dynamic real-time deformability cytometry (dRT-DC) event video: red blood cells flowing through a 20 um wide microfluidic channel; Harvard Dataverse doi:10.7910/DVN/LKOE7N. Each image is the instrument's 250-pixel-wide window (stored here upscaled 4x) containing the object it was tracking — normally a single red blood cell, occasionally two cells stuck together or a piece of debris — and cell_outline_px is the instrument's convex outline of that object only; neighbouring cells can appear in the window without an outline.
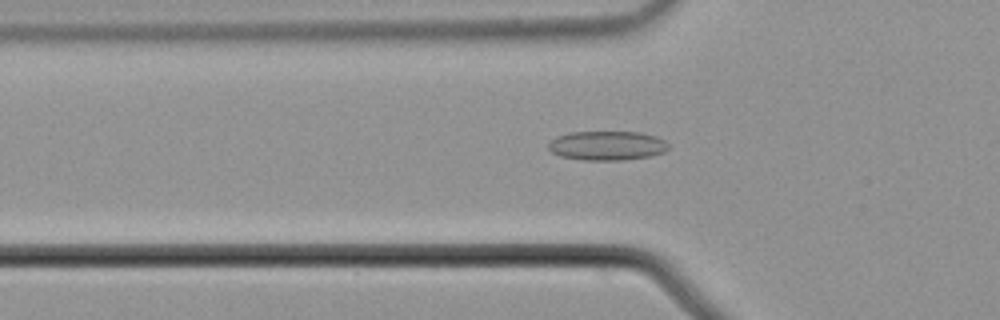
{"species": "common noctule bat (a hibernating species)", "species_latin": "Nyctalus noctula", "temperature_condition": "cold", "stored_images_in_passage": 40, "camera_frame_rate_fps": 3000, "um_per_image_px": 0.085, "animal": {"sex": "male", "body_mass_g": 21.5, "forearm_length_mm": 52.0}, "frame": {"image": 1, "passage_image": 4, "time_ms": 1.0, "image_size_px": [1000, 320], "cell_outline_px": [[668, 148], [664, 152], [648, 156], [624, 160], [584, 160], [560, 156], [552, 152], [548, 148], [548, 144], [556, 136], [568, 132], [640, 132], [656, 136], [664, 140], [668, 144]], "centroid_in_image_um": [51.58, 12.37], "position_along_channel_um": 74.2, "area_um2": 20.46}}
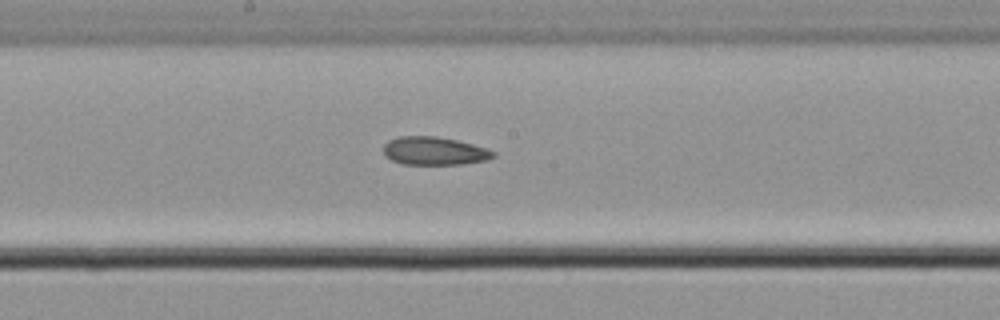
{"frame": {"image": 2, "passage_image": 15, "time_ms": 4.667, "image_size_px": [1000, 320], "cell_outline_px": [[496, 156], [488, 160], [460, 164], [404, 164], [392, 160], [384, 156], [384, 144], [388, 140], [396, 136], [436, 136], [456, 140], [472, 144], [496, 152]], "centroid_in_image_um": [36.89, 12.82], "position_along_channel_um": 211.3, "area_um2": 18.03}}
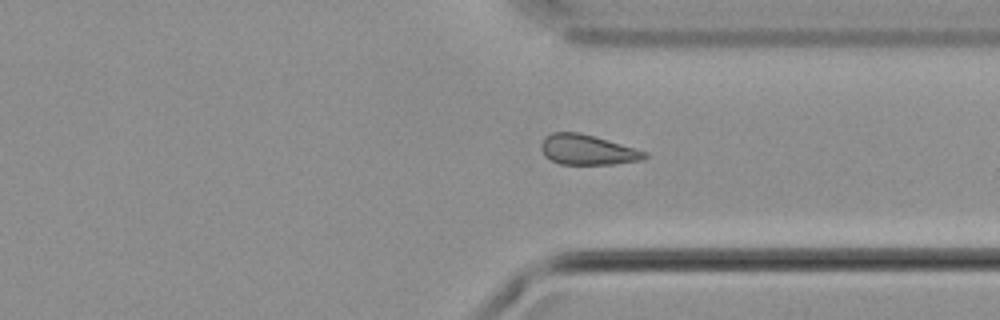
{"frame": {"image": 3, "passage_image": 27, "time_ms": 8.667, "image_size_px": [1000, 320], "cell_outline_px": [[648, 156], [640, 160], [612, 164], [560, 164], [544, 156], [540, 148], [540, 144], [544, 136], [552, 132], [580, 132], [648, 152]], "centroid_in_image_um": [49.88, 12.72], "position_along_channel_um": 361.5, "area_um2": 18.15}, "authors_computed_cell_mechanics": {"area_um2": 18.3226, "velocity_mm_per_s": 3.7379, "shape_relaxation_time_tau1_ms": null, "shape_relaxation_time_tau2_ms": 11.1878, "deformation_change_tau1": null, "deformation_change_tau2": 0.2056}}